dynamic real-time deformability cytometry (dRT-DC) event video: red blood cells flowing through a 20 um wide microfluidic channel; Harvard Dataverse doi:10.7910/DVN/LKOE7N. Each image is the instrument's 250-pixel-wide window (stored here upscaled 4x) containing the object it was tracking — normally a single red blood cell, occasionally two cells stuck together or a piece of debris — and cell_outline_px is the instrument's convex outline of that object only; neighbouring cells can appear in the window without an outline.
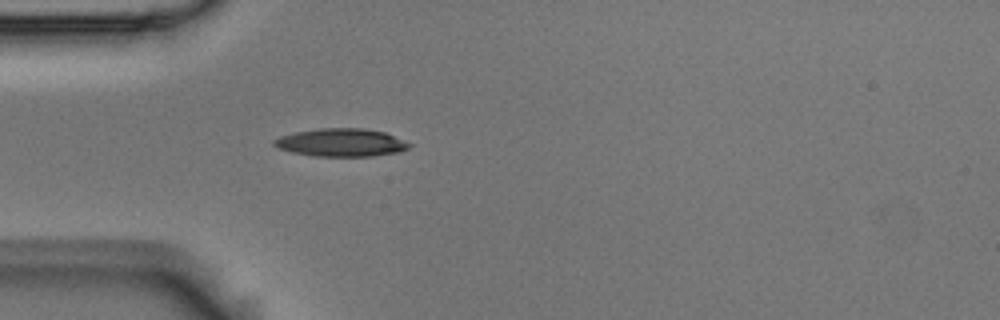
{"species": "Egyptian fruit bat (a non-hibernating species)", "species_latin": "Rousettus aegyptiacus", "temperature_condition": "room temperature", "stored_images_in_passage": 1, "camera_frame_rate_fps": 3000, "um_per_image_px": 0.085, "animal": {"sex": "male"}, "frame": {"image": 1, "passage_image": 1, "time_ms": 0.0, "image_size_px": [1000, 320], "cell_outline_px": [[412, 144], [408, 148], [400, 152], [372, 156], [316, 156], [292, 152], [280, 148], [272, 144], [272, 140], [280, 136], [296, 132], [320, 128], [364, 128], [384, 132]], "centroid_in_image_um": [29.0, 12.11], "position_along_channel_um": 56.0, "area_um2": 21.91}}